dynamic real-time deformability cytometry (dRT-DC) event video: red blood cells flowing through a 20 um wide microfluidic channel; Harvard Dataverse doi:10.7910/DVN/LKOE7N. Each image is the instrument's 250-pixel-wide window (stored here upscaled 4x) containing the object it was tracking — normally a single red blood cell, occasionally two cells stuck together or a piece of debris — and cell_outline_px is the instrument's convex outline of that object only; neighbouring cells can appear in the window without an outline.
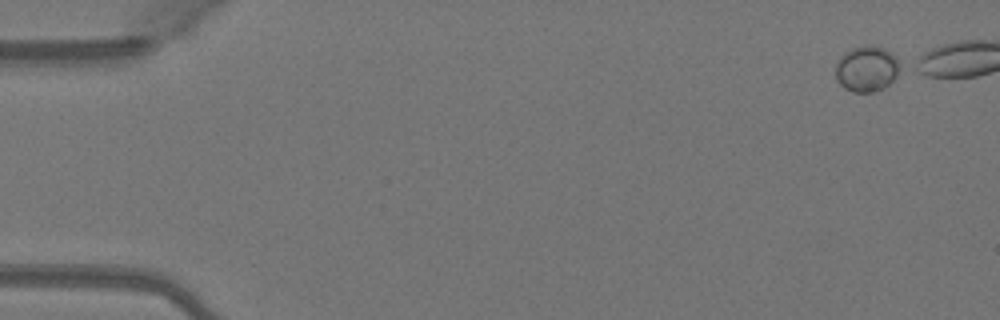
{"species": "Egyptian fruit bat (a non-hibernating species)", "species_latin": "Rousettus aegyptiacus", "temperature_condition": "warm", "stored_images_in_passage": 13, "camera_frame_rate_fps": 3000, "um_per_image_px": 0.085, "animal": {"sex": "female"}, "frame": {"image": 1, "passage_image": 1, "time_ms": 0.0, "image_size_px": [1000, 320], "cell_outline_px": [[904, 68], [884, 88], [872, 92], [852, 92], [844, 88], [836, 80], [836, 64], [840, 56], [844, 52], [852, 48], [864, 44], [868, 44], [884, 48], [892, 52], [904, 64]], "centroid_in_image_um": [73.72, 5.82], "position_along_channel_um": 11.3, "area_um2": 17.74}}